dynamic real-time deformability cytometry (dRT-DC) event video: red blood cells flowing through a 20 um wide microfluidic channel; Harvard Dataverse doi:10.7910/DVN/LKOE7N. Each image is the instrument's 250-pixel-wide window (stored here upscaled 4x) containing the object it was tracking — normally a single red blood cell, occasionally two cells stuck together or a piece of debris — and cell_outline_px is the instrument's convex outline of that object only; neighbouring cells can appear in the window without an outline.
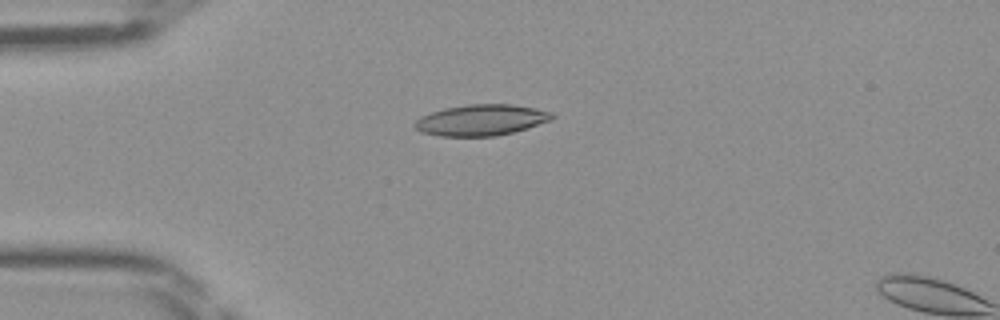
{"species": "Egyptian fruit bat (a non-hibernating species)", "species_latin": "Rousettus aegyptiacus", "temperature_condition": "room temperature", "stored_images_in_passage": 8, "camera_frame_rate_fps": 3000, "um_per_image_px": 0.085, "frame": {"image": 1, "passage_image": 6, "time_ms": 1.667, "image_size_px": [1000, 320], "cell_outline_px": [[556, 116], [548, 120], [512, 132], [496, 136], [440, 136], [420, 132], [412, 124], [420, 116], [444, 108], [468, 104], [512, 104], [552, 112]], "centroid_in_image_um": [40.82, 10.2], "position_along_channel_um": 44.2, "area_um2": 24.57}}